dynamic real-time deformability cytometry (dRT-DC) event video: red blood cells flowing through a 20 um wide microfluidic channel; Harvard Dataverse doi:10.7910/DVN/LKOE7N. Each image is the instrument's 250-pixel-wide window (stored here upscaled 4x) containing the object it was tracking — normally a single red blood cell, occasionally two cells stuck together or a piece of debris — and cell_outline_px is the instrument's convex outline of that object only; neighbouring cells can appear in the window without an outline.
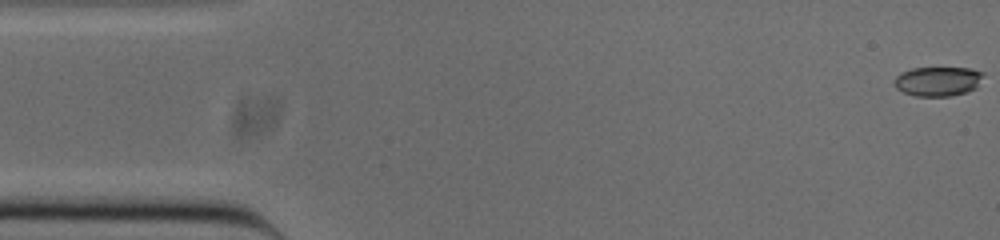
{"species": "common noctule bat (a hibernating species)", "species_latin": "Nyctalus noctula", "temperature_condition": "cold", "stored_images_in_passage": 52, "camera_frame_rate_fps": 3000, "um_per_image_px": 0.085, "animal": {"sex": "male", "body_mass_g": 20.0, "forearm_length_mm": 53.3}, "frame": {"image": 1, "passage_image": 1, "time_ms": 0.0, "image_size_px": [1000, 240], "cell_outline_px": [[984, 72], [976, 88], [968, 92], [952, 96], [916, 96], [904, 92], [896, 88], [896, 76], [900, 72], [912, 68], [972, 68]], "centroid_in_image_um": [79.74, 6.91], "position_along_channel_um": 5.3, "area_um2": 15.26}}
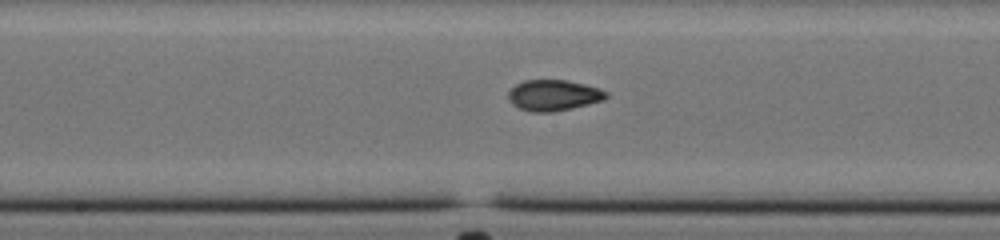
{"frame": {"image": 2, "passage_image": 26, "time_ms": 8.333, "image_size_px": [1000, 240], "cell_outline_px": [[608, 96], [604, 100], [572, 108], [552, 112], [532, 112], [520, 108], [512, 104], [508, 96], [508, 92], [516, 84], [524, 80], [568, 80], [600, 88], [608, 92]], "centroid_in_image_um": [47.07, 8.09], "position_along_channel_um": 201.1, "area_um2": 17.63}}
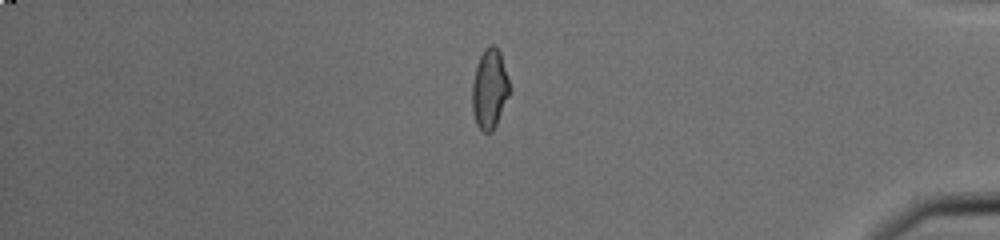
{"frame": {"image": 3, "passage_image": 44, "time_ms": 14.333, "image_size_px": [1000, 240], "cell_outline_px": [[508, 96], [496, 124], [492, 132], [484, 132], [476, 124], [472, 112], [472, 84], [476, 68], [480, 56], [484, 48], [492, 44], [500, 52], [508, 80]], "centroid_in_image_um": [41.58, 7.57], "position_along_channel_um": 393.6, "area_um2": 16.94}, "authors_computed_cell_mechanics": {"area_um2": 17.2533, "velocity_mm_per_s": 3.8631, "shape_relaxation_time_tau1_ms": 10.3152, "shape_relaxation_time_tau2_ms": 1.2847, "deformation_change_tau1": 0.2322, "deformation_change_tau2": 0.0524}}